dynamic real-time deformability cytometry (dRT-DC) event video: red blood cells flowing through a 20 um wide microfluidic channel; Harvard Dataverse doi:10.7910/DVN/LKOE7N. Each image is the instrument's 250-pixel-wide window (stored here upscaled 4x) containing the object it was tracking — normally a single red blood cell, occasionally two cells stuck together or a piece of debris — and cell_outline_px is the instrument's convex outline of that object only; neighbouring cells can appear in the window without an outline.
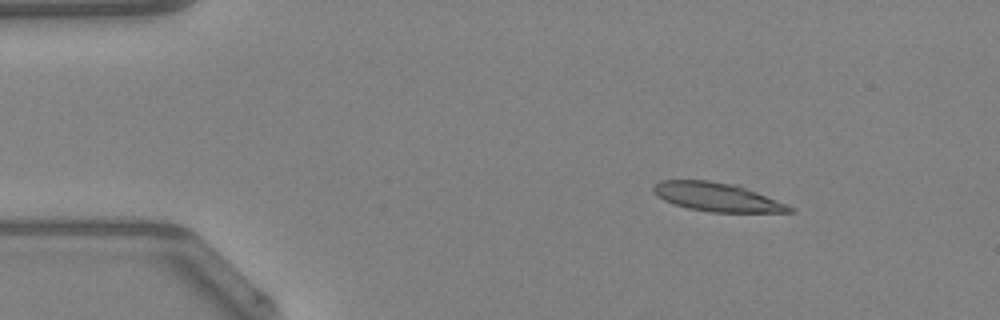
{"species": "Egyptian fruit bat (a non-hibernating species)", "species_latin": "Rousettus aegyptiacus", "temperature_condition": "warm", "stored_images_in_passage": 42, "camera_frame_rate_fps": 3000, "um_per_image_px": 0.085, "animal": {"sex": "female"}, "frame": {"image": 1, "passage_image": 1, "time_ms": 0.0, "image_size_px": [1000, 320], "cell_outline_px": [[796, 212], [712, 212], [688, 208], [664, 200], [652, 188], [660, 180], [708, 180], [740, 184], [796, 208]], "centroid_in_image_um": [61.04, 16.74], "position_along_channel_um": 24.0, "area_um2": 22.83}}
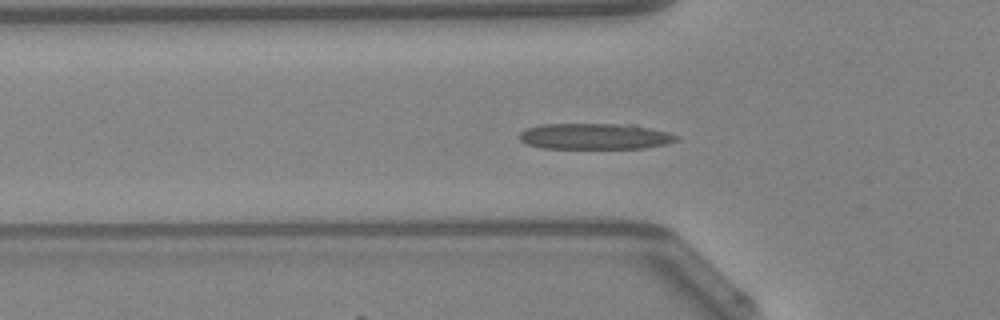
{"frame": {"image": 2, "passage_image": 10, "time_ms": 3.0, "image_size_px": [1000, 320], "cell_outline_px": [[680, 140], [664, 144], [644, 148], [540, 148], [528, 144], [520, 140], [520, 132], [524, 128], [540, 124], [636, 124], [668, 132], [680, 136]], "centroid_in_image_um": [50.59, 11.58], "position_along_channel_um": 75.2, "area_um2": 24.04}}
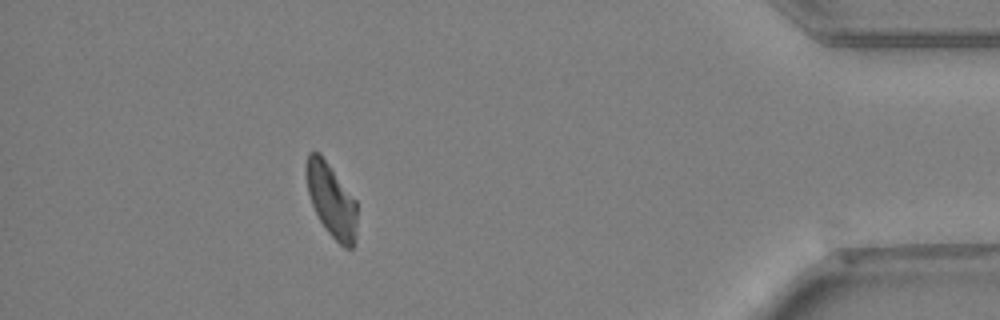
{"frame": {"image": 3, "passage_image": 37, "time_ms": 12.0, "image_size_px": [1000, 320], "cell_outline_px": [[356, 244], [352, 248], [344, 248], [324, 228], [312, 204], [308, 192], [304, 172], [304, 168], [308, 152], [320, 152], [356, 200]], "centroid_in_image_um": [28.15, 17.0], "position_along_channel_um": 407.0, "area_um2": 21.96}, "authors_computed_cell_mechanics": {"area_um2": 22.6576, "velocity_mm_per_s": 4.2692, "shape_relaxation_time_tau1_ms": 10.903, "shape_relaxation_time_tau2_ms": 3.6531, "deformation_change_tau1": 0.2515, "deformation_change_tau2": 0.1327}}